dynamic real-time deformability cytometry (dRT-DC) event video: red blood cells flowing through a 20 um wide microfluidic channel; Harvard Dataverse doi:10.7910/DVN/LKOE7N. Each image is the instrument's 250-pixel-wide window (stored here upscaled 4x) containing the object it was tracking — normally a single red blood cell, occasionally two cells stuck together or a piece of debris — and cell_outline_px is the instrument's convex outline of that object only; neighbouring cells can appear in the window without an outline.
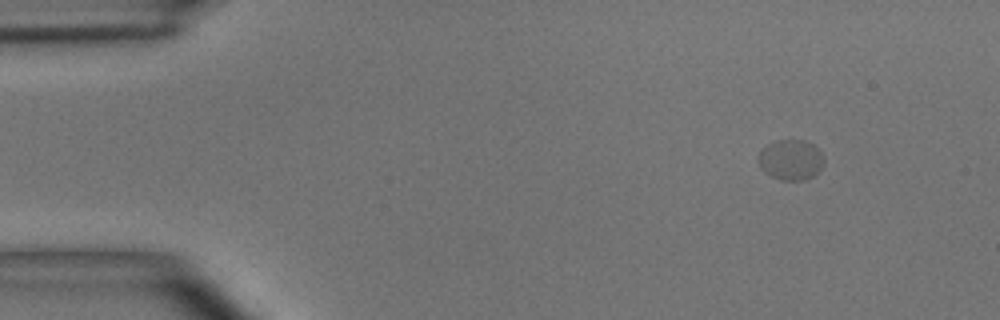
{"species": "common noctule bat (a hibernating species)", "species_latin": "Nyctalus noctula", "temperature_condition": "room temperature", "stored_images_in_passage": 4, "camera_frame_rate_fps": 3000, "um_per_image_px": 0.085, "animal": {"sex": "male", "body_mass_g": 15.6}, "frame": {"image": 1, "passage_image": 1, "time_ms": 0.0, "image_size_px": [1000, 320], "cell_outline_px": [[824, 164], [812, 176], [804, 180], [780, 180], [768, 176], [760, 168], [756, 160], [756, 156], [768, 144], [776, 140], [804, 140], [812, 144], [824, 156]], "centroid_in_image_um": [67.17, 13.59], "position_along_channel_um": 17.8, "area_um2": 15.61}}
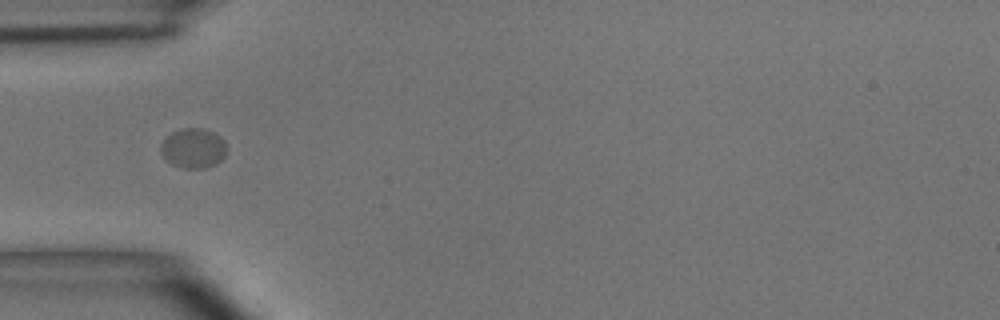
{"frame": {"image": 2, "passage_image": 4, "time_ms": 3.667, "image_size_px": [1000, 320], "cell_outline_px": [[224, 156], [216, 164], [204, 168], [184, 168], [172, 164], [164, 160], [160, 152], [160, 144], [172, 132], [180, 128], [204, 128], [220, 136], [224, 140]], "centroid_in_image_um": [16.38, 12.59], "position_along_channel_um": 68.6, "area_um2": 15.26}}